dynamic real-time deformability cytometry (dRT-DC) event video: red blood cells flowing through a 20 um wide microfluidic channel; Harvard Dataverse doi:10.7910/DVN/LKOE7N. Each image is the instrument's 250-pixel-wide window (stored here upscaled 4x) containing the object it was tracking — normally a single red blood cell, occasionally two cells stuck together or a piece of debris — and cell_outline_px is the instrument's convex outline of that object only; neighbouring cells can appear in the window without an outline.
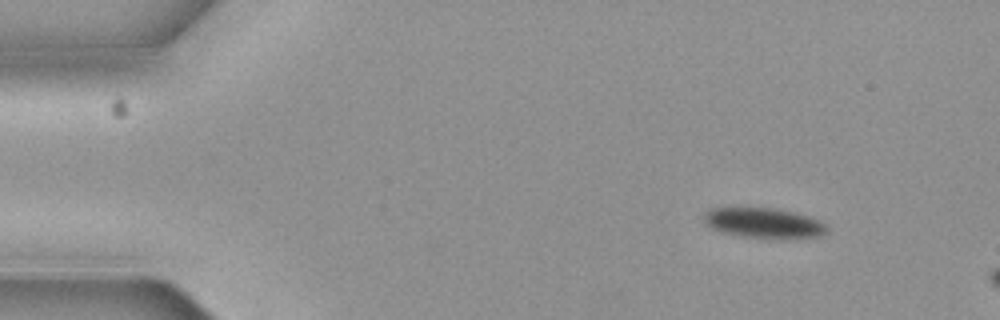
{"species": "common noctule bat (a hibernating species)", "species_latin": "Nyctalus noctula", "temperature_condition": "cold", "stored_images_in_passage": 5, "camera_frame_rate_fps": 3000, "um_per_image_px": 0.085, "animal": {"sex": "female", "body_mass_g": 19.3, "forearm_length_mm": 54.1}, "frame": {"image": 1, "passage_image": 1, "time_ms": 0.0, "image_size_px": [1000, 320], "cell_outline_px": [[828, 232], [820, 236], [744, 236], [724, 232], [712, 228], [704, 220], [704, 212], [708, 208], [776, 208], [796, 212], [812, 216], [820, 220], [828, 228]], "centroid_in_image_um": [64.93, 18.9], "position_along_channel_um": 20.1, "area_um2": 20.92}}